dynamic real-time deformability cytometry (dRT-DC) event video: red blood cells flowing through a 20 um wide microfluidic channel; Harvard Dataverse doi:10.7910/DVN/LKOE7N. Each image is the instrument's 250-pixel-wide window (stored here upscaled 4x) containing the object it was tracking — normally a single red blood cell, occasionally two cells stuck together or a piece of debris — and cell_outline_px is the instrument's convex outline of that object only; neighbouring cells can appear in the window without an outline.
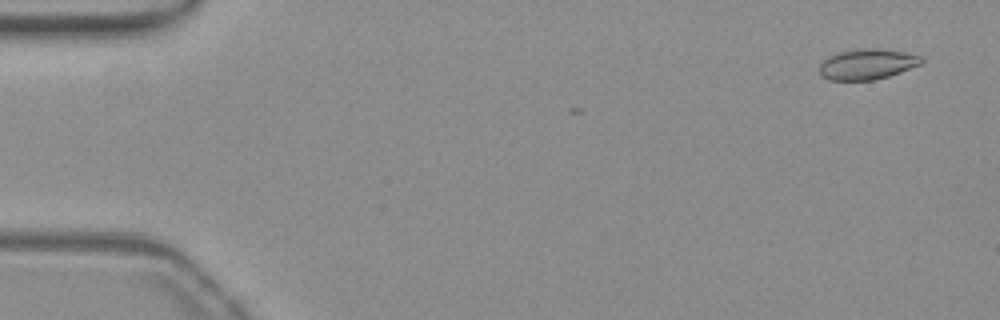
{"species": "common noctule bat (a hibernating species)", "species_latin": "Nyctalus noctula", "temperature_condition": "warm", "stored_images_in_passage": 7, "camera_frame_rate_fps": 3000, "um_per_image_px": 0.085, "animal": {"sex": "female", "body_mass_g": 19.3, "forearm_length_mm": 54.1}, "frame": {"image": 1, "passage_image": 2, "time_ms": 0.333, "image_size_px": [1000, 320], "cell_outline_px": [[924, 60], [920, 64], [900, 72], [888, 76], [872, 80], [828, 80], [820, 76], [820, 64], [828, 56], [840, 52], [860, 48], [876, 48], [904, 52], [920, 56]], "centroid_in_image_um": [73.68, 5.46], "position_along_channel_um": 11.3, "area_um2": 18.03}}